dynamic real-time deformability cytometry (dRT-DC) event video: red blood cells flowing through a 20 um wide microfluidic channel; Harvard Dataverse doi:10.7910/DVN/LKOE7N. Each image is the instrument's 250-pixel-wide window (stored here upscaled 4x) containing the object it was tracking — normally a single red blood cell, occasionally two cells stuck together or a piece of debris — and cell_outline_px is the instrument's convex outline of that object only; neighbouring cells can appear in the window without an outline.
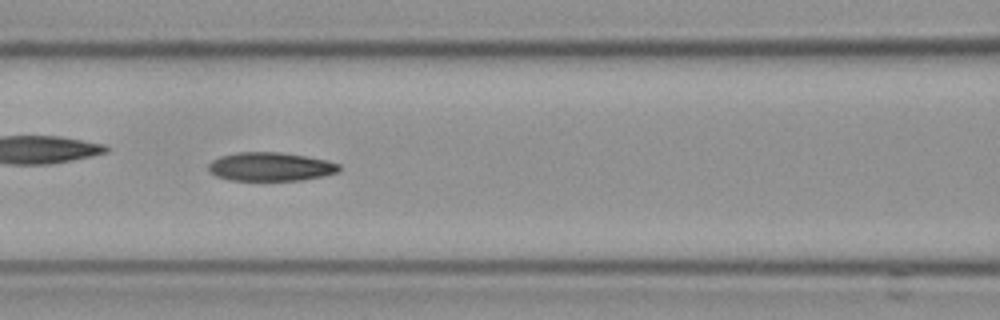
{"species": "Egyptian fruit bat (a non-hibernating species)", "species_latin": "Rousettus aegyptiacus", "temperature_condition": "cold", "stored_images_in_passage": 56, "camera_frame_rate_fps": 3000, "um_per_image_px": 0.085, "frame": {"image": 1, "passage_image": 25, "time_ms": 8.0, "image_size_px": [1000, 320], "cell_outline_px": [[340, 168], [336, 172], [324, 176], [304, 180], [232, 180], [216, 176], [208, 172], [208, 164], [212, 160], [220, 156], [236, 152], [280, 152], [328, 160], [340, 164]], "centroid_in_image_um": [22.97, 14.16], "position_along_channel_um": 143.6, "area_um2": 21.91}}
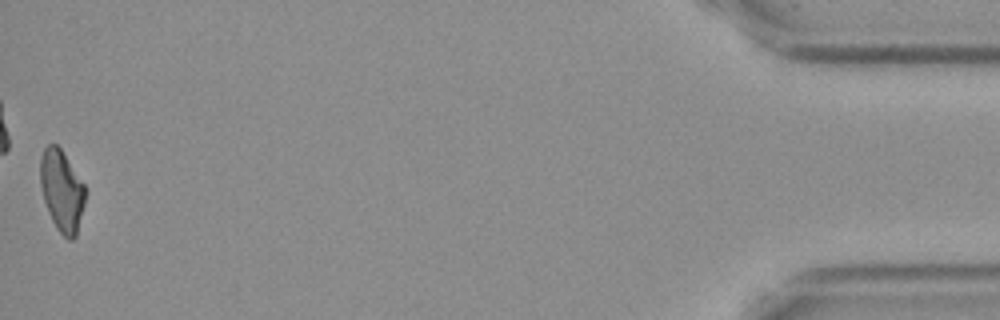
{"frame": {"image": 2, "passage_image": 56, "time_ms": 18.333, "image_size_px": [1000, 320], "cell_outline_px": [[88, 192], [76, 236], [72, 240], [68, 240], [56, 228], [48, 212], [44, 200], [40, 184], [40, 156], [44, 148], [48, 144], [56, 144], [60, 148], [84, 184]], "centroid_in_image_um": [5.26, 16.23], "position_along_channel_um": 429.9, "area_um2": 21.5}, "authors_computed_cell_mechanics": {"area_um2": 21.9062, "velocity_mm_per_s": 3.6127, "shape_relaxation_time_tau1_ms": 7.586, "shape_relaxation_time_tau2_ms": 4.2836, "deformation_change_tau1": 0.1753, "deformation_change_tau2": 0.1119}}